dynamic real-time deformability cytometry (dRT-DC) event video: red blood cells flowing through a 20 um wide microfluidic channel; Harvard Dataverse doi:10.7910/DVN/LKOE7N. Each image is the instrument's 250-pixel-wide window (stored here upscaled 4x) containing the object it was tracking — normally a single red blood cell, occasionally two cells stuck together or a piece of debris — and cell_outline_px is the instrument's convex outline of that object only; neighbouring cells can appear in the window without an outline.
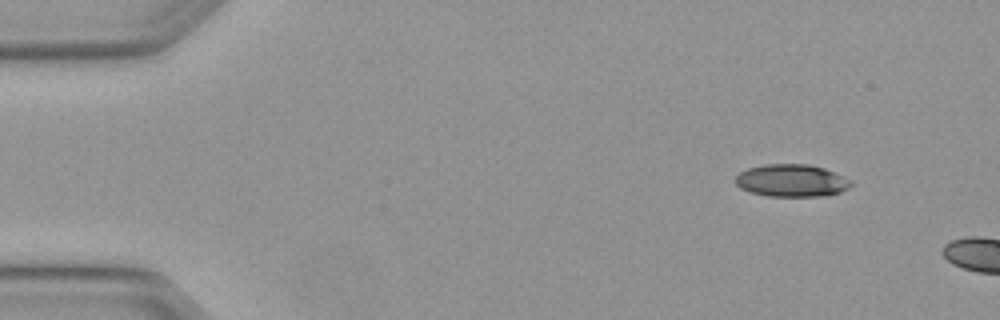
{"species": "Egyptian fruit bat (a non-hibernating species)", "species_latin": "Rousettus aegyptiacus", "temperature_condition": "warm", "stored_images_in_passage": 2, "camera_frame_rate_fps": 3000, "um_per_image_px": 0.085, "animal": {"sex": "female"}, "frame": {"image": 1, "passage_image": 1, "time_ms": 0.0, "image_size_px": [1000, 320], "cell_outline_px": [[856, 184], [840, 192], [824, 196], [768, 196], [752, 192], [740, 188], [736, 184], [736, 176], [740, 172], [748, 168], [764, 164], [808, 164], [824, 168], [836, 172], [852, 180]], "centroid_in_image_um": [67.34, 15.34], "position_along_channel_um": 17.7, "area_um2": 22.02}}